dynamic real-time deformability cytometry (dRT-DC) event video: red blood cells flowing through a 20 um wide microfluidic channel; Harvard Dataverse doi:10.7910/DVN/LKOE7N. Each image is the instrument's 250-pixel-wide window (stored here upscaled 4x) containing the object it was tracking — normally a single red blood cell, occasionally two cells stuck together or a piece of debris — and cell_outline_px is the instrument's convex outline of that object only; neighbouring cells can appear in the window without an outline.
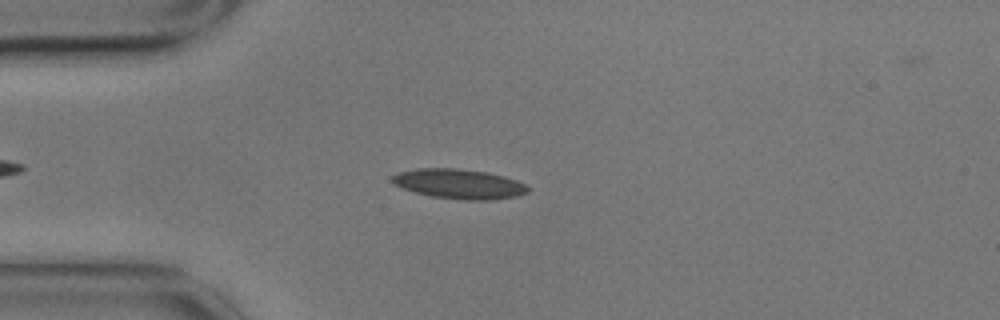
{"species": "common noctule bat (a hibernating species)", "species_latin": "Nyctalus noctula", "temperature_condition": "cold", "stored_images_in_passage": 52, "camera_frame_rate_fps": 3000, "um_per_image_px": 0.085, "animal": {"sex": "male", "body_mass_g": 17.9}, "frame": {"image": 1, "passage_image": 9, "time_ms": 2.667, "image_size_px": [1000, 320], "cell_outline_px": [[528, 192], [516, 196], [492, 200], [464, 200], [432, 196], [416, 192], [404, 188], [396, 184], [392, 180], [392, 176], [400, 172], [416, 168], [456, 168], [488, 172], [504, 176], [516, 180], [524, 184], [528, 188]], "centroid_in_image_um": [39.05, 15.63], "position_along_channel_um": 46.0, "area_um2": 23.29}}
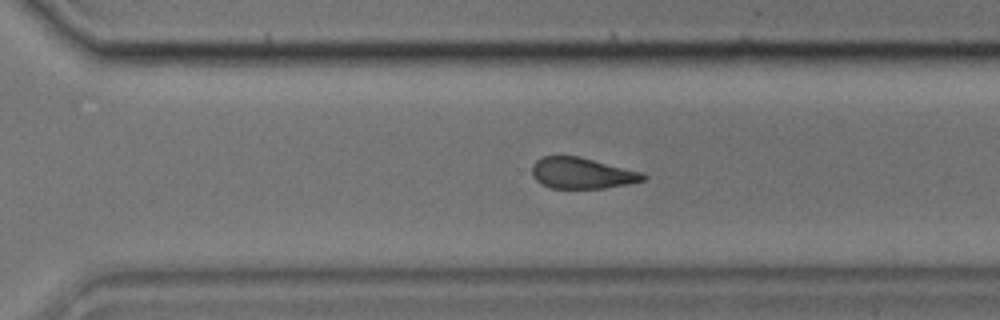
{"frame": {"image": 2, "passage_image": 34, "time_ms": 11.0, "image_size_px": [1000, 320], "cell_outline_px": [[648, 176], [644, 180], [628, 184], [604, 188], [548, 188], [540, 184], [532, 176], [532, 164], [536, 160], [544, 156], [580, 156], [644, 172]], "centroid_in_image_um": [49.47, 14.71], "position_along_channel_um": 321.1, "area_um2": 20.4}}
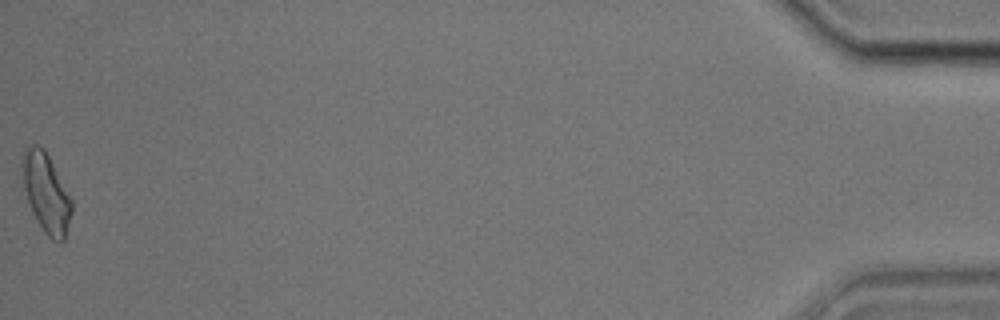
{"frame": {"image": 3, "passage_image": 52, "time_ms": 17.0, "image_size_px": [1000, 320], "cell_outline_px": [[72, 212], [64, 240], [52, 240], [44, 232], [32, 212], [24, 188], [20, 168], [20, 160], [24, 148], [28, 144], [36, 144], [44, 148], [72, 200]], "centroid_in_image_um": [3.88, 16.33], "position_along_channel_um": 431.3, "area_um2": 22.83}, "authors_computed_cell_mechanics": {"area_um2": 21.7906, "velocity_mm_per_s": 3.4728, "shape_relaxation_time_tau1_ms": 4.5783, "shape_relaxation_time_tau2_ms": 2.9624, "deformation_change_tau1": 0.109, "deformation_change_tau2": 0.1018}}